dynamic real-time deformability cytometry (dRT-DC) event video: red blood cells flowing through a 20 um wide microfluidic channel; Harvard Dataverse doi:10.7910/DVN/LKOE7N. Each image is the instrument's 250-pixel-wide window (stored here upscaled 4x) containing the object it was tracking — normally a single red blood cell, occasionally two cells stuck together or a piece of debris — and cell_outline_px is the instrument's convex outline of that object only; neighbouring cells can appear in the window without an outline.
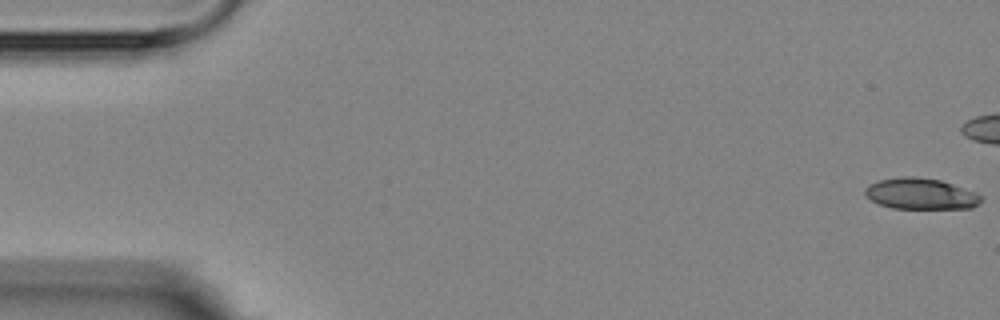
{"species": "Egyptian fruit bat (a non-hibernating species)", "species_latin": "Rousettus aegyptiacus", "temperature_condition": "room temperature", "stored_images_in_passage": 4, "camera_frame_rate_fps": 3000, "um_per_image_px": 0.085, "animal": {"sex": "female"}, "frame": {"image": 1, "passage_image": 1, "time_ms": 0.0, "image_size_px": [1000, 320], "cell_outline_px": [[984, 196], [972, 208], [892, 208], [880, 204], [864, 196], [864, 188], [868, 184], [880, 180], [904, 176], [912, 176], [940, 180], [952, 184]], "centroid_in_image_um": [78.21, 16.47], "position_along_channel_um": 6.8, "area_um2": 20.81}}